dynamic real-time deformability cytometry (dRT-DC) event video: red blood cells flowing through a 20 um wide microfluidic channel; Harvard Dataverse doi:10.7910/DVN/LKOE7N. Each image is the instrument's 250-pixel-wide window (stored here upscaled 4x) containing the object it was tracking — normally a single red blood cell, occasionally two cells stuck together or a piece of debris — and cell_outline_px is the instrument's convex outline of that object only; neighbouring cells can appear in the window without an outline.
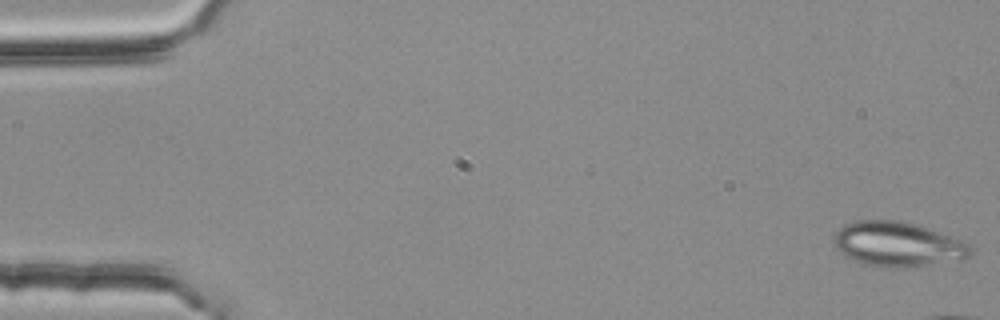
{"species": "common noctule bat (a hibernating species)", "species_latin": "Nyctalus noctula", "temperature_condition": "room temperature", "stored_images_in_passage": 5, "camera_frame_rate_fps": 3000, "um_per_image_px": 0.085, "animal": {"sex": "female", "body_mass_g": 25.1}, "frame": {"image": 1, "passage_image": 1, "time_ms": 0.0, "image_size_px": [1000, 320], "cell_outline_px": [[972, 252], [964, 260], [900, 268], [884, 268], [864, 264], [844, 256], [836, 248], [832, 240], [832, 236], [844, 224], [856, 220], [904, 220], [964, 240], [972, 248]], "centroid_in_image_um": [76.3, 20.76], "position_along_channel_um": 8.7, "area_um2": 36.18}}